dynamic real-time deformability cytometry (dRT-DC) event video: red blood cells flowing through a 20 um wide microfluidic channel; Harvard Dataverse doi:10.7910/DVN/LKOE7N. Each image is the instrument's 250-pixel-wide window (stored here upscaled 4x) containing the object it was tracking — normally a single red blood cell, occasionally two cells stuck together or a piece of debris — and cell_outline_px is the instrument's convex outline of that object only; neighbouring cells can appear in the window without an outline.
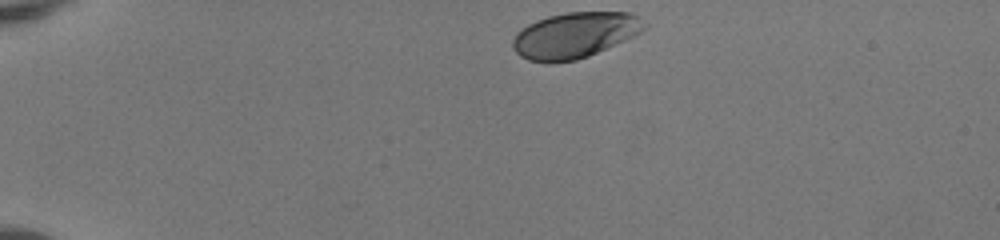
{"species": "human", "species_latin": "Homo sapiens", "temperature_condition": "room temperature", "stored_images_in_passage": 37, "camera_frame_rate_fps": 3000, "um_per_image_px": 0.085, "donor": {"sex": "female"}, "frame": {"image": 1, "passage_image": 1, "time_ms": 0.0, "image_size_px": [1000, 240], "cell_outline_px": [[648, 28], [624, 40], [588, 56], [576, 60], [528, 60], [520, 56], [512, 48], [512, 40], [516, 32], [528, 24], [536, 20], [548, 16], [568, 12], [632, 12], [648, 24]], "centroid_in_image_um": [48.87, 2.95], "position_along_channel_um": 36.1, "area_um2": 34.62}}
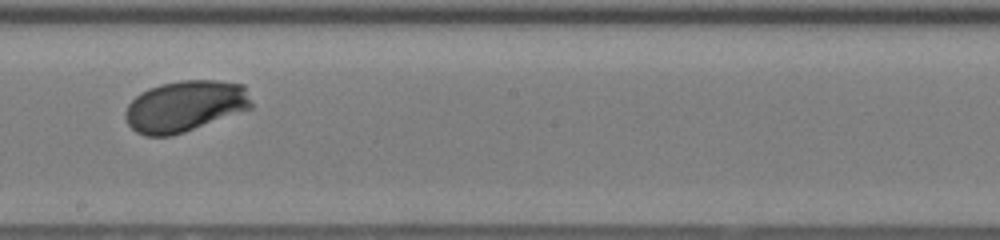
{"frame": {"image": 2, "passage_image": 21, "time_ms": 6.667, "image_size_px": [1000, 240], "cell_outline_px": [[252, 108], [184, 132], [172, 136], [144, 136], [136, 132], [128, 124], [124, 116], [124, 112], [128, 104], [140, 92], [148, 88], [160, 84], [180, 80], [216, 80], [244, 84], [252, 104]], "centroid_in_image_um": [15.7, 9.02], "position_along_channel_um": 232.5, "area_um2": 37.74}}
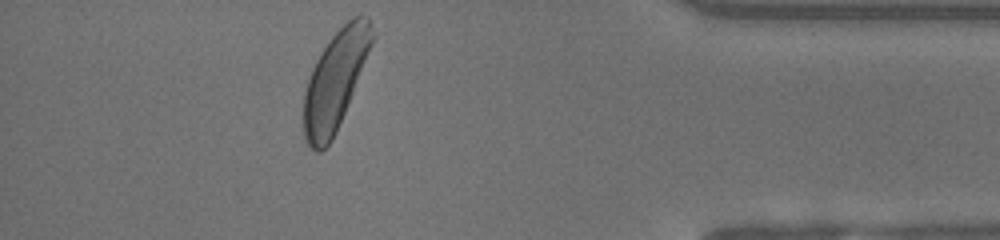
{"frame": {"image": 3, "passage_image": 36, "time_ms": 11.667, "image_size_px": [1000, 240], "cell_outline_px": [[376, 36], [336, 132], [332, 140], [320, 152], [316, 152], [304, 140], [304, 92], [312, 68], [320, 52], [332, 36], [352, 16], [368, 16]], "centroid_in_image_um": [28.5, 6.81], "position_along_channel_um": 406.7, "area_um2": 38.9}, "authors_computed_cell_mechanics": {"area_um2": 36.5874, "velocity_mm_per_s": 4.0756, "shape_relaxation_time_tau1_ms": 1.6268, "shape_relaxation_time_tau2_ms": null, "deformation_change_tau1": 0.1529, "deformation_change_tau2": null}}